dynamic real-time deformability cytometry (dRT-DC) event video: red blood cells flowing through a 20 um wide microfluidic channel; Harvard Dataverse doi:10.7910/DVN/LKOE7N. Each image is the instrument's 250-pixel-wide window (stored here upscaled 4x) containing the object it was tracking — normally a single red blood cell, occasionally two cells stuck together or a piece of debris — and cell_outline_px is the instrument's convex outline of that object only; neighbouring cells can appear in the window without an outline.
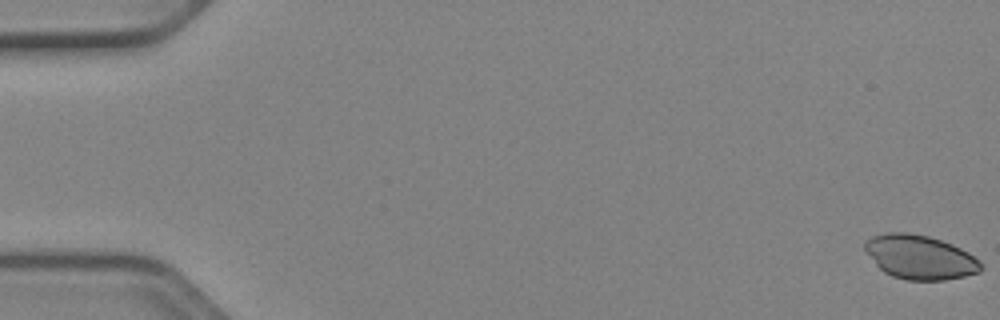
{"species": "Egyptian fruit bat (a non-hibernating species)", "species_latin": "Rousettus aegyptiacus", "temperature_condition": "cold", "stored_images_in_passage": 53, "camera_frame_rate_fps": 3000, "um_per_image_px": 0.085, "animal": {"sex": "female"}, "frame": {"image": 1, "passage_image": 1, "time_ms": 0.0, "image_size_px": [1000, 320], "cell_outline_px": [[984, 268], [980, 272], [964, 276], [944, 280], [904, 280], [892, 276], [884, 272], [876, 264], [864, 248], [864, 240], [872, 236], [884, 232], [908, 232], [928, 236], [952, 244], [968, 252]], "centroid_in_image_um": [78.16, 21.85], "position_along_channel_um": 6.8, "area_um2": 29.77}}
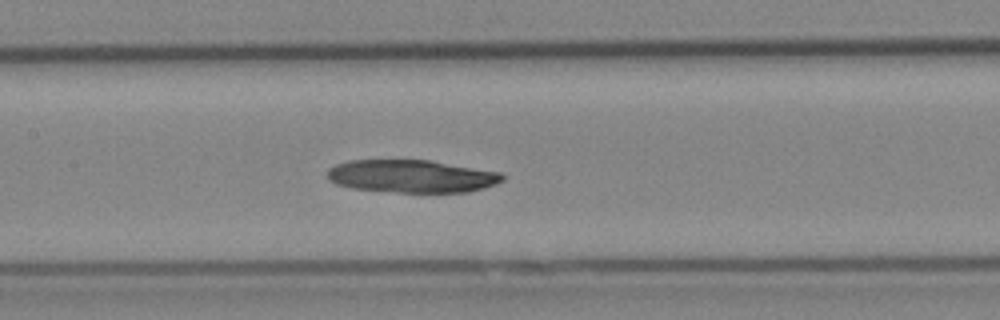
{"frame": {"image": 2, "passage_image": 26, "time_ms": 8.333, "image_size_px": [1000, 320], "cell_outline_px": [[504, 180], [496, 184], [484, 188], [468, 192], [400, 192], [352, 188], [336, 184], [328, 180], [328, 168], [336, 164], [348, 160], [432, 160], [500, 172], [504, 176]], "centroid_in_image_um": [35.0, 14.97], "position_along_channel_um": 172.4, "area_um2": 33.52}}
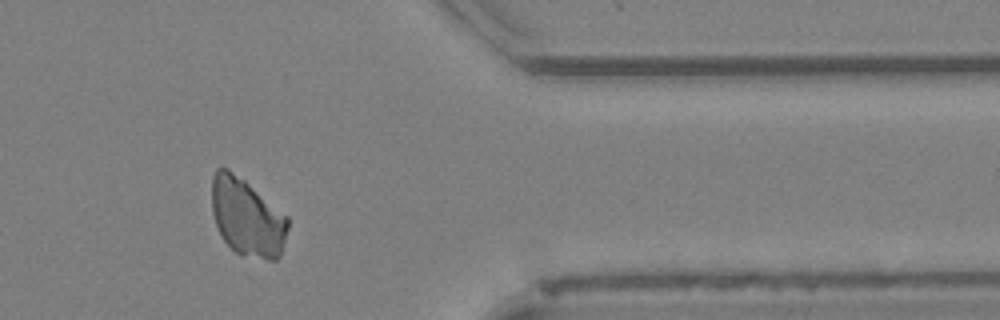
{"frame": {"image": 3, "passage_image": 44, "time_ms": 14.333, "image_size_px": [1000, 320], "cell_outline_px": [[288, 228], [280, 256], [276, 260], [268, 260], [240, 256], [224, 240], [216, 224], [212, 212], [212, 176], [216, 168], [228, 168], [244, 180], [288, 216]], "centroid_in_image_um": [21.0, 18.49], "position_along_channel_um": 390.4, "area_um2": 34.45}}